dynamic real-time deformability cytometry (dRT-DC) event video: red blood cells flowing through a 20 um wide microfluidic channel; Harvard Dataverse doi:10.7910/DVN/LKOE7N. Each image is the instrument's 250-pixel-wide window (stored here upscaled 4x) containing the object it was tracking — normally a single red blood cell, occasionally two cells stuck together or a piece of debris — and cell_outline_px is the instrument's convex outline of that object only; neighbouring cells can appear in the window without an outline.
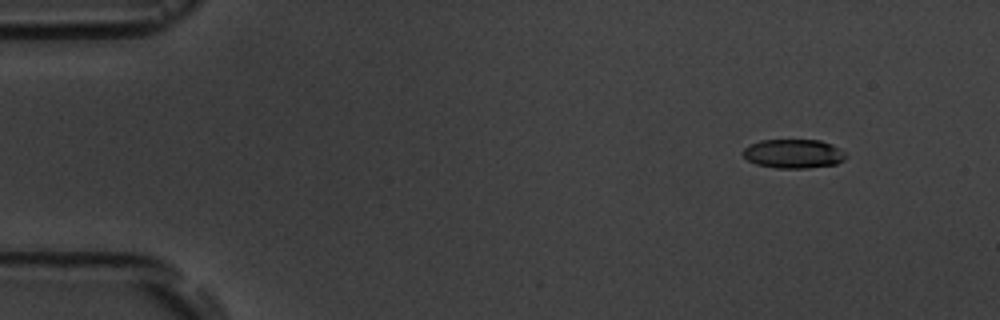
{"species": "common noctule bat (a hibernating species)", "species_latin": "Nyctalus noctula", "temperature_condition": "room temperature", "stored_images_in_passage": 4, "camera_frame_rate_fps": 3000, "um_per_image_px": 0.085, "animal": {"sex": "male", "body_mass_g": 19.5, "forearm_length_mm": 54.6}, "frame": {"image": 1, "passage_image": 1, "time_ms": 0.0, "image_size_px": [1000, 320], "cell_outline_px": [[848, 156], [844, 160], [836, 164], [808, 168], [776, 168], [756, 164], [748, 160], [740, 152], [748, 144], [760, 140], [820, 140], [832, 144], [840, 148]], "centroid_in_image_um": [67.44, 13.06], "position_along_channel_um": 17.6, "area_um2": 17.63}}
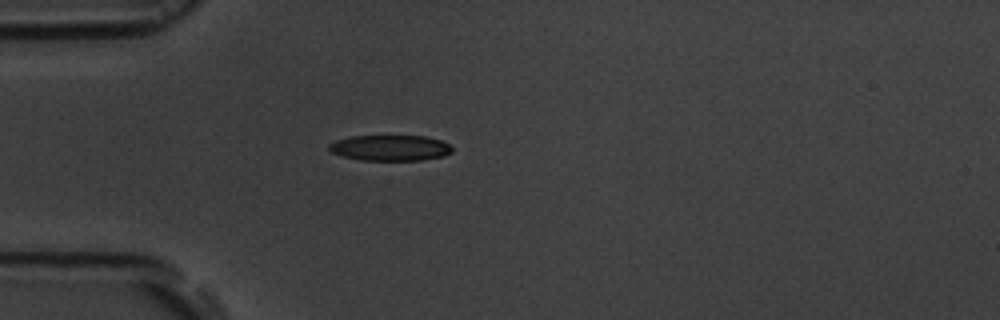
{"frame": {"image": 2, "passage_image": 4, "time_ms": 3.333, "image_size_px": [1000, 320], "cell_outline_px": [[452, 152], [444, 156], [424, 160], [360, 160], [344, 156], [332, 152], [328, 148], [328, 144], [336, 140], [352, 136], [424, 136], [440, 140], [448, 144], [452, 148]], "centroid_in_image_um": [33.17, 12.57], "position_along_channel_um": 51.8, "area_um2": 18.38}}